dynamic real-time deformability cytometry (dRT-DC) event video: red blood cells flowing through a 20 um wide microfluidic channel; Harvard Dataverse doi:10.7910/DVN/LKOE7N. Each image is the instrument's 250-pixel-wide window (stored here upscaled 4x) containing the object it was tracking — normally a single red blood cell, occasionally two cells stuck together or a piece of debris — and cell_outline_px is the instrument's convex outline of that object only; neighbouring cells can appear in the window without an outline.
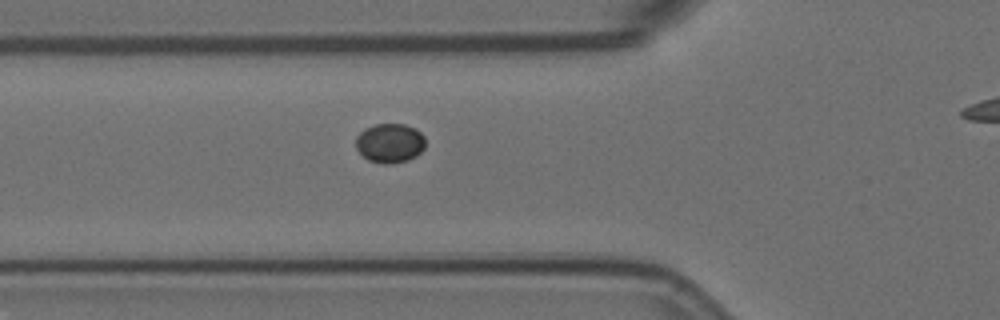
{"species": "Egyptian fruit bat (a non-hibernating species)", "species_latin": "Rousettus aegyptiacus", "temperature_condition": "room temperature", "stored_images_in_passage": 3, "segment_of_instrument_passage": [1, 2], "camera_frame_rate_fps": 3000, "um_per_image_px": 0.085, "animal": {"sex": "female"}, "frame": {"image": 1, "passage_image": 2, "time_ms": 0.333, "image_size_px": [1000, 320], "cell_outline_px": [[424, 148], [416, 156], [408, 160], [392, 164], [384, 164], [368, 160], [356, 148], [356, 136], [364, 128], [376, 124], [404, 124], [416, 128], [424, 136]], "centroid_in_image_um": [33.14, 12.16], "position_along_channel_um": 92.7, "area_um2": 16.01}}